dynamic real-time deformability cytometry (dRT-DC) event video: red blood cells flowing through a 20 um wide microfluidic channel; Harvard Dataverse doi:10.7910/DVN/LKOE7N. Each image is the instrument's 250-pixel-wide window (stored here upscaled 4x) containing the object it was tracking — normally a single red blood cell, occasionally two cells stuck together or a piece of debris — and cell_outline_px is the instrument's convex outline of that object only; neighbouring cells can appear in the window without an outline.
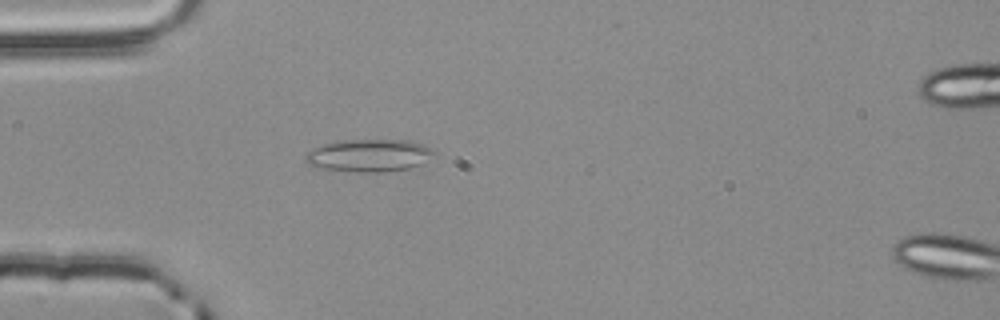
{"species": "common noctule bat (a hibernating species)", "species_latin": "Nyctalus noctula", "temperature_condition": "room temperature", "stored_images_in_passage": 2, "segment_of_instrument_passage": [1, 2], "camera_frame_rate_fps": 3000, "um_per_image_px": 0.085, "animal": {"sex": "male", "body_mass_g": 20.4}, "frame": {"image": 1, "passage_image": 1, "time_ms": 0.0, "image_size_px": [1000, 320], "cell_outline_px": [[436, 152], [420, 164], [408, 168], [384, 172], [356, 172], [316, 168], [308, 164], [304, 156], [312, 148], [324, 144], [340, 140], [408, 140], [424, 144]], "centroid_in_image_um": [31.32, 13.21], "position_along_channel_um": 53.7, "area_um2": 24.39}}